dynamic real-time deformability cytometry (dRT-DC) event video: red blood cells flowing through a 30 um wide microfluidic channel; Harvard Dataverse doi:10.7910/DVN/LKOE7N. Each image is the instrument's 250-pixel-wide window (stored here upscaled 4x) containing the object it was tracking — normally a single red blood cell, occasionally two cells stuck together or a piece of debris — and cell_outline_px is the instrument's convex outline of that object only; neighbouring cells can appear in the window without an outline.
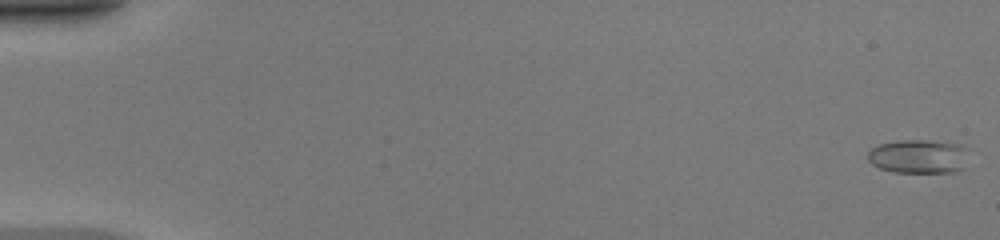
{"species": "common noctule bat (a hibernating species)", "species_latin": "Nyctalus noctula", "temperature_condition": "warm", "stored_images_in_passage": 50, "camera_frame_rate_fps": 3000, "um_per_image_px": 0.085, "animal": {"sex": "female", "body_mass_g": 20.0, "forearm_length_mm": 54.0}, "frame": {"image": 1, "passage_image": 1, "time_ms": 0.0, "image_size_px": [1000, 240], "cell_outline_px": [[968, 168], [956, 172], [892, 172], [880, 168], [872, 164], [868, 160], [868, 152], [872, 148], [880, 144], [896, 140], [928, 140], [960, 144], [968, 148]], "centroid_in_image_um": [78.16, 13.3], "position_along_channel_um": 6.8, "area_um2": 20.46}}
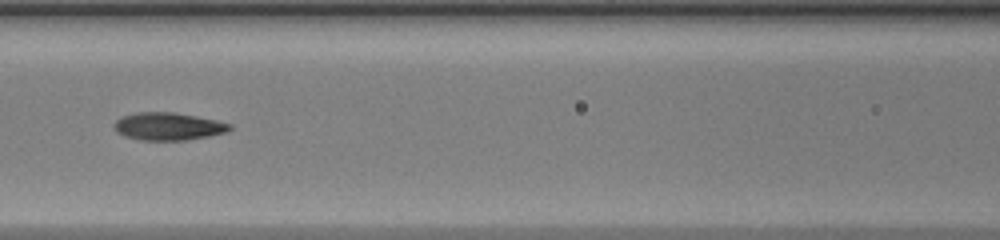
{"frame": {"image": 2, "passage_image": 24, "time_ms": 7.667, "image_size_px": [1000, 240], "cell_outline_px": [[232, 128], [228, 132], [188, 140], [140, 140], [124, 136], [116, 132], [112, 124], [120, 116], [136, 112], [172, 112], [196, 116], [216, 120], [232, 124]], "centroid_in_image_um": [14.27, 10.74], "position_along_channel_um": 152.3, "area_um2": 18.84}}
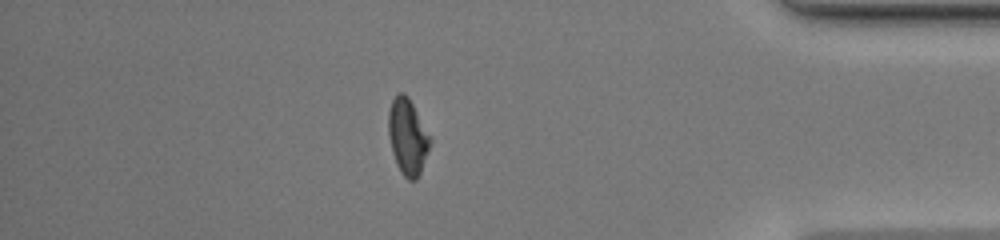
{"frame": {"image": 3, "passage_image": 44, "time_ms": 14.333, "image_size_px": [1000, 240], "cell_outline_px": [[432, 140], [420, 172], [416, 180], [408, 180], [400, 172], [396, 164], [392, 152], [388, 136], [388, 112], [392, 100], [396, 92], [404, 92], [408, 96], [432, 136]], "centroid_in_image_um": [34.65, 11.59], "position_along_channel_um": 400.6, "area_um2": 18.79}, "authors_computed_cell_mechanics": {"area_um2": 18.5249, "velocity_mm_per_s": 4.2121, "shape_relaxation_time_tau1_ms": 8.8998, "shape_relaxation_time_tau2_ms": 1.4888, "deformation_change_tau1": 0.2728, "deformation_change_tau2": 0.0803}}